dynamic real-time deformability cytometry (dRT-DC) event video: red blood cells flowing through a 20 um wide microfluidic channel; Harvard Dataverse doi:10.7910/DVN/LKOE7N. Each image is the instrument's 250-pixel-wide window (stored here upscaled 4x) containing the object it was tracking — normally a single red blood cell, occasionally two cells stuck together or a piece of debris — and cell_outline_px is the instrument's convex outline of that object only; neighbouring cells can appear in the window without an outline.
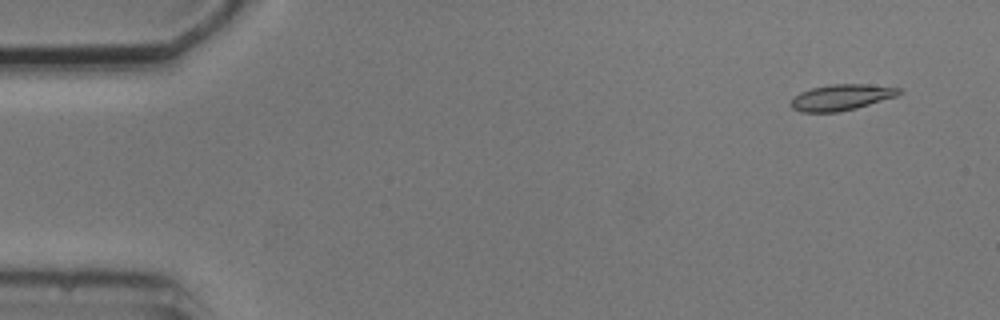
{"species": "common noctule bat (a hibernating species)", "species_latin": "Nyctalus noctula", "temperature_condition": "cold", "stored_images_in_passage": 4, "camera_frame_rate_fps": 3000, "um_per_image_px": 0.085, "animal": {"sex": "male", "body_mass_g": 20.5, "forearm_length_mm": 52.5}, "frame": {"image": 1, "passage_image": 2, "time_ms": 1.0, "image_size_px": [1000, 320], "cell_outline_px": [[904, 92], [896, 96], [856, 108], [836, 112], [800, 112], [792, 108], [792, 100], [800, 92], [812, 88], [832, 84], [864, 84], [900, 88]], "centroid_in_image_um": [71.53, 8.27], "position_along_channel_um": 13.5, "area_um2": 16.13}}